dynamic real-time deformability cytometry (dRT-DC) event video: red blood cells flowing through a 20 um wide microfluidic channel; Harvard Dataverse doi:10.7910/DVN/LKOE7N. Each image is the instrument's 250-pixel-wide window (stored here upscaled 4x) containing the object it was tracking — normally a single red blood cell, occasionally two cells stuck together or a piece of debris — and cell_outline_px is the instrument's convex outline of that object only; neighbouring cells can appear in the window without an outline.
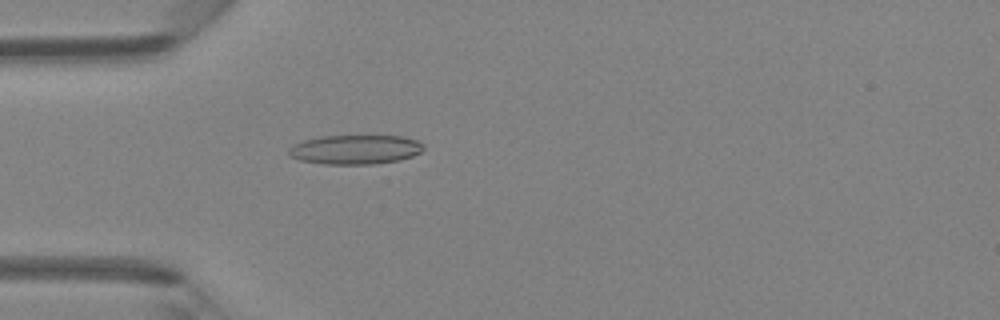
{"species": "Egyptian fruit bat (a non-hibernating species)", "species_latin": "Rousettus aegyptiacus", "temperature_condition": "room temperature", "stored_images_in_passage": 4, "camera_frame_rate_fps": 3000, "um_per_image_px": 0.085, "animal": {"sex": "female"}, "frame": {"image": 1, "passage_image": 4, "time_ms": 4.0, "image_size_px": [1000, 320], "cell_outline_px": [[424, 148], [420, 152], [412, 156], [400, 160], [376, 164], [324, 164], [300, 160], [288, 156], [288, 148], [292, 144], [304, 140], [324, 136], [404, 136], [416, 140], [424, 144]], "centroid_in_image_um": [30.18, 12.71], "position_along_channel_um": 54.8, "area_um2": 23.18}}